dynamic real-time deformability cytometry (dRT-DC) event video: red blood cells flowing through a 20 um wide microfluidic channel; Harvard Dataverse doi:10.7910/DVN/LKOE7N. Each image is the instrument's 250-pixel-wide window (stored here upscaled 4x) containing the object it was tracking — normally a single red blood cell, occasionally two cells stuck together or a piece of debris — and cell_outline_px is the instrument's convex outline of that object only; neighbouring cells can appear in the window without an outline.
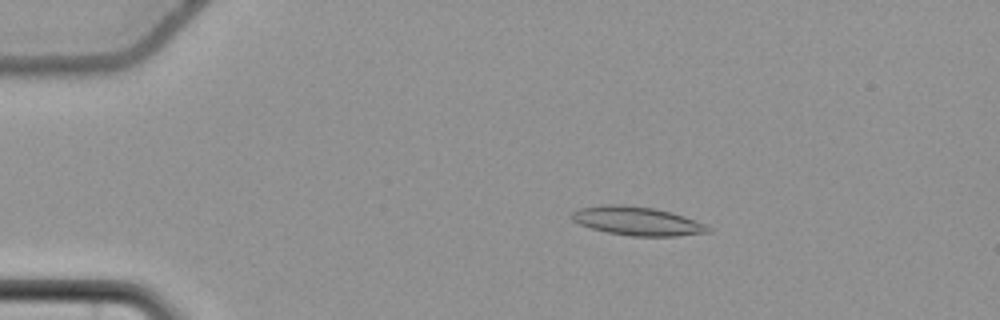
{"species": "common noctule bat (a hibernating species)", "species_latin": "Nyctalus noctula", "temperature_condition": "cold", "stored_images_in_passage": 58, "camera_frame_rate_fps": 3000, "um_per_image_px": 0.085, "animal": {"sex": "female", "body_mass_g": 22.7, "forearm_length_mm": 54.2}, "frame": {"image": 1, "passage_image": 12, "time_ms": 3.667, "image_size_px": [1000, 320], "cell_outline_px": [[712, 232], [676, 236], [632, 236], [608, 232], [592, 228], [580, 224], [572, 220], [572, 212], [580, 208], [604, 204], [620, 204], [656, 208], [672, 212], [684, 216], [704, 224], [712, 228]], "centroid_in_image_um": [54.19, 18.78], "position_along_channel_um": 30.8, "area_um2": 22.77}}
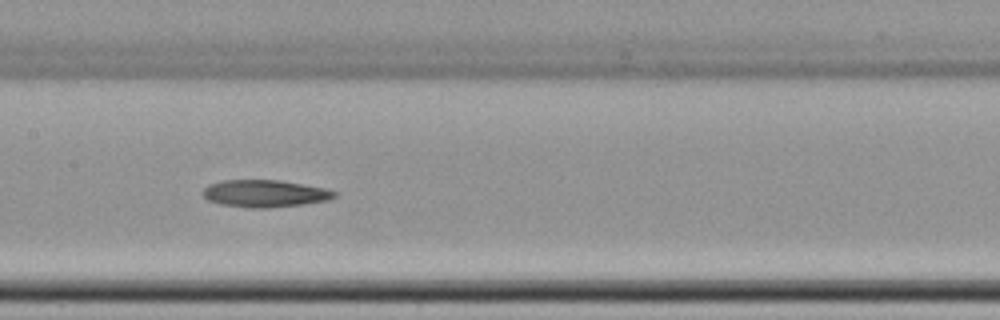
{"frame": {"image": 2, "passage_image": 30, "time_ms": 9.667, "image_size_px": [1000, 320], "cell_outline_px": [[336, 196], [328, 200], [300, 204], [268, 208], [252, 208], [220, 204], [208, 200], [200, 192], [208, 184], [220, 180], [280, 180], [324, 188], [336, 192]], "centroid_in_image_um": [22.45, 16.44], "position_along_channel_um": 185.0, "area_um2": 20.81}}
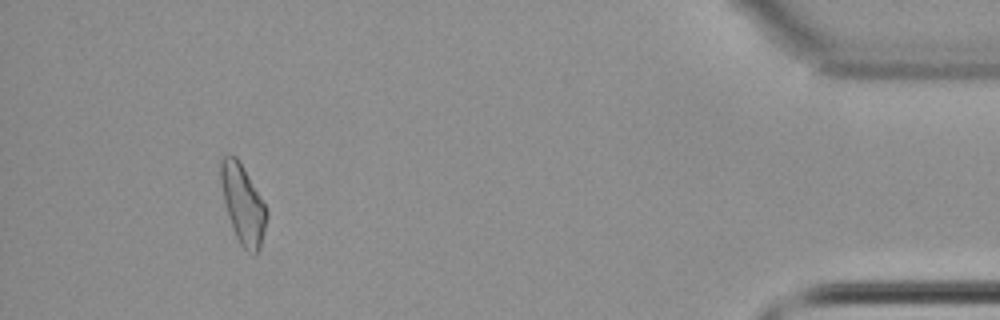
{"frame": {"image": 3, "passage_image": 54, "time_ms": 17.667, "image_size_px": [1000, 320], "cell_outline_px": [[268, 216], [260, 248], [256, 256], [252, 256], [240, 244], [236, 236], [228, 216], [224, 204], [220, 184], [220, 156], [228, 152], [236, 156], [244, 168], [264, 204], [268, 212]], "centroid_in_image_um": [20.62, 17.34], "position_along_channel_um": 414.6, "area_um2": 21.39}}